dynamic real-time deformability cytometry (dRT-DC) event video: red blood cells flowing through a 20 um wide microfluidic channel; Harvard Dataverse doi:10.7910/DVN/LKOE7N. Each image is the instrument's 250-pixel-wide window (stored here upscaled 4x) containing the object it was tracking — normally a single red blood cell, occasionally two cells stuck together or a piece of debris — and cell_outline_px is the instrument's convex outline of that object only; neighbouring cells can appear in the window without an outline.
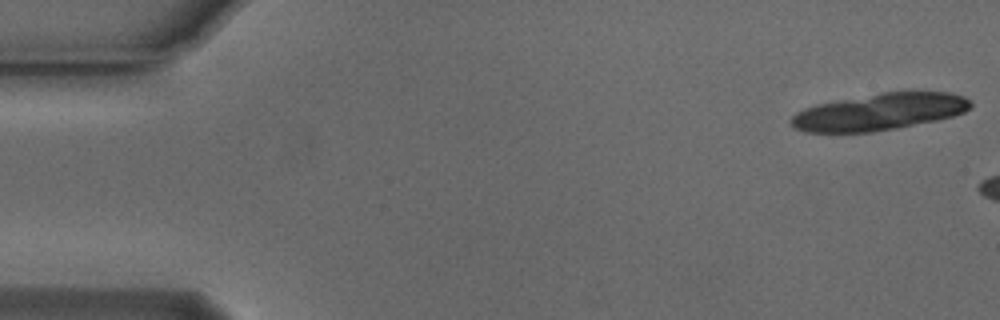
{"species": "Egyptian fruit bat (a non-hibernating species)", "species_latin": "Rousettus aegyptiacus", "temperature_condition": "cold", "stored_images_in_passage": 6, "camera_frame_rate_fps": 3000, "um_per_image_px": 0.085, "animal": {"sex": "male"}, "frame": {"image": 1, "passage_image": 1, "time_ms": 0.0, "image_size_px": [1000, 320], "cell_outline_px": [[972, 108], [964, 112], [952, 116], [936, 120], [896, 128], [872, 132], [804, 132], [792, 128], [788, 120], [796, 112], [804, 108], [816, 104], [884, 92], [948, 92], [964, 96], [972, 104]], "centroid_in_image_um": [74.71, 9.52], "position_along_channel_um": 10.3, "area_um2": 38.38}}